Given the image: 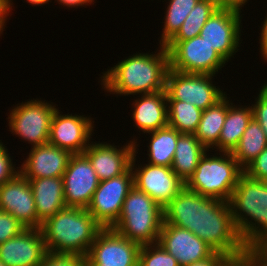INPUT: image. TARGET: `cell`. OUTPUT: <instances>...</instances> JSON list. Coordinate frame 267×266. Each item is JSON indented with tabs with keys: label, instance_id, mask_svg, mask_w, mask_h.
Here are the masks:
<instances>
[{
	"label": "cell",
	"instance_id": "1",
	"mask_svg": "<svg viewBox=\"0 0 267 266\" xmlns=\"http://www.w3.org/2000/svg\"><path fill=\"white\" fill-rule=\"evenodd\" d=\"M163 212L164 222L191 231L231 261L242 259L248 250L235 226L229 202L184 187Z\"/></svg>",
	"mask_w": 267,
	"mask_h": 266
},
{
	"label": "cell",
	"instance_id": "2",
	"mask_svg": "<svg viewBox=\"0 0 267 266\" xmlns=\"http://www.w3.org/2000/svg\"><path fill=\"white\" fill-rule=\"evenodd\" d=\"M155 53H135L102 72V88L116 96L152 94L166 89L170 68L169 53L164 45ZM158 51V52H157ZM157 53V54H156Z\"/></svg>",
	"mask_w": 267,
	"mask_h": 266
},
{
	"label": "cell",
	"instance_id": "3",
	"mask_svg": "<svg viewBox=\"0 0 267 266\" xmlns=\"http://www.w3.org/2000/svg\"><path fill=\"white\" fill-rule=\"evenodd\" d=\"M235 226L248 249L267 248V185L243 173L228 201Z\"/></svg>",
	"mask_w": 267,
	"mask_h": 266
},
{
	"label": "cell",
	"instance_id": "4",
	"mask_svg": "<svg viewBox=\"0 0 267 266\" xmlns=\"http://www.w3.org/2000/svg\"><path fill=\"white\" fill-rule=\"evenodd\" d=\"M47 252L87 256L103 227L85 208L66 207L41 225Z\"/></svg>",
	"mask_w": 267,
	"mask_h": 266
},
{
	"label": "cell",
	"instance_id": "5",
	"mask_svg": "<svg viewBox=\"0 0 267 266\" xmlns=\"http://www.w3.org/2000/svg\"><path fill=\"white\" fill-rule=\"evenodd\" d=\"M163 222V207L133 186L124 200L119 219L111 229L143 246L158 243Z\"/></svg>",
	"mask_w": 267,
	"mask_h": 266
},
{
	"label": "cell",
	"instance_id": "6",
	"mask_svg": "<svg viewBox=\"0 0 267 266\" xmlns=\"http://www.w3.org/2000/svg\"><path fill=\"white\" fill-rule=\"evenodd\" d=\"M209 151L201 157L196 170L185 182V187L200 195L228 202L244 170L231 153L210 155Z\"/></svg>",
	"mask_w": 267,
	"mask_h": 266
},
{
	"label": "cell",
	"instance_id": "7",
	"mask_svg": "<svg viewBox=\"0 0 267 266\" xmlns=\"http://www.w3.org/2000/svg\"><path fill=\"white\" fill-rule=\"evenodd\" d=\"M45 101L37 98L22 101L11 108L7 118L10 129L8 131L19 139L28 141L31 147L44 145L49 141L51 120L57 108L53 102Z\"/></svg>",
	"mask_w": 267,
	"mask_h": 266
},
{
	"label": "cell",
	"instance_id": "8",
	"mask_svg": "<svg viewBox=\"0 0 267 266\" xmlns=\"http://www.w3.org/2000/svg\"><path fill=\"white\" fill-rule=\"evenodd\" d=\"M165 48L170 69L182 73L215 75L227 62L200 35L185 41H169Z\"/></svg>",
	"mask_w": 267,
	"mask_h": 266
},
{
	"label": "cell",
	"instance_id": "9",
	"mask_svg": "<svg viewBox=\"0 0 267 266\" xmlns=\"http://www.w3.org/2000/svg\"><path fill=\"white\" fill-rule=\"evenodd\" d=\"M214 76L182 73L169 68L165 89L167 100L189 102L202 111L213 106L226 95L213 84Z\"/></svg>",
	"mask_w": 267,
	"mask_h": 266
},
{
	"label": "cell",
	"instance_id": "10",
	"mask_svg": "<svg viewBox=\"0 0 267 266\" xmlns=\"http://www.w3.org/2000/svg\"><path fill=\"white\" fill-rule=\"evenodd\" d=\"M133 186L132 168L120 176L100 181L86 209L103 228H111L119 219L124 200Z\"/></svg>",
	"mask_w": 267,
	"mask_h": 266
},
{
	"label": "cell",
	"instance_id": "11",
	"mask_svg": "<svg viewBox=\"0 0 267 266\" xmlns=\"http://www.w3.org/2000/svg\"><path fill=\"white\" fill-rule=\"evenodd\" d=\"M241 13L231 8H218L200 31V36L227 62L234 58L242 43Z\"/></svg>",
	"mask_w": 267,
	"mask_h": 266
},
{
	"label": "cell",
	"instance_id": "12",
	"mask_svg": "<svg viewBox=\"0 0 267 266\" xmlns=\"http://www.w3.org/2000/svg\"><path fill=\"white\" fill-rule=\"evenodd\" d=\"M135 154L131 168L134 175V186L148 194L163 208L185 187L182 181L171 167L151 165L149 163L136 165V156L139 145L134 142Z\"/></svg>",
	"mask_w": 267,
	"mask_h": 266
},
{
	"label": "cell",
	"instance_id": "13",
	"mask_svg": "<svg viewBox=\"0 0 267 266\" xmlns=\"http://www.w3.org/2000/svg\"><path fill=\"white\" fill-rule=\"evenodd\" d=\"M60 112L57 108L53 114L48 143L72 155L83 154L91 142L94 120L90 116Z\"/></svg>",
	"mask_w": 267,
	"mask_h": 266
},
{
	"label": "cell",
	"instance_id": "14",
	"mask_svg": "<svg viewBox=\"0 0 267 266\" xmlns=\"http://www.w3.org/2000/svg\"><path fill=\"white\" fill-rule=\"evenodd\" d=\"M62 178L66 206L86 209L100 182L88 158L72 155Z\"/></svg>",
	"mask_w": 267,
	"mask_h": 266
},
{
	"label": "cell",
	"instance_id": "15",
	"mask_svg": "<svg viewBox=\"0 0 267 266\" xmlns=\"http://www.w3.org/2000/svg\"><path fill=\"white\" fill-rule=\"evenodd\" d=\"M140 247L113 229L103 228L87 255L103 266H138Z\"/></svg>",
	"mask_w": 267,
	"mask_h": 266
},
{
	"label": "cell",
	"instance_id": "16",
	"mask_svg": "<svg viewBox=\"0 0 267 266\" xmlns=\"http://www.w3.org/2000/svg\"><path fill=\"white\" fill-rule=\"evenodd\" d=\"M137 140V138L136 140L134 138L121 148L114 145V143H96L94 141L89 143L83 154L92 164L99 181L120 176L131 168L132 159L135 154L134 142Z\"/></svg>",
	"mask_w": 267,
	"mask_h": 266
},
{
	"label": "cell",
	"instance_id": "17",
	"mask_svg": "<svg viewBox=\"0 0 267 266\" xmlns=\"http://www.w3.org/2000/svg\"><path fill=\"white\" fill-rule=\"evenodd\" d=\"M0 210L11 214L25 228H37L34 194L29 180L20 172L0 185Z\"/></svg>",
	"mask_w": 267,
	"mask_h": 266
},
{
	"label": "cell",
	"instance_id": "18",
	"mask_svg": "<svg viewBox=\"0 0 267 266\" xmlns=\"http://www.w3.org/2000/svg\"><path fill=\"white\" fill-rule=\"evenodd\" d=\"M158 243L171 254L179 266L210 257L215 251L191 231L163 222Z\"/></svg>",
	"mask_w": 267,
	"mask_h": 266
},
{
	"label": "cell",
	"instance_id": "19",
	"mask_svg": "<svg viewBox=\"0 0 267 266\" xmlns=\"http://www.w3.org/2000/svg\"><path fill=\"white\" fill-rule=\"evenodd\" d=\"M47 254L40 228H25L0 244V261L7 266H37Z\"/></svg>",
	"mask_w": 267,
	"mask_h": 266
},
{
	"label": "cell",
	"instance_id": "20",
	"mask_svg": "<svg viewBox=\"0 0 267 266\" xmlns=\"http://www.w3.org/2000/svg\"><path fill=\"white\" fill-rule=\"evenodd\" d=\"M19 172L28 180L36 178L62 177L70 157L69 151L49 143L31 147Z\"/></svg>",
	"mask_w": 267,
	"mask_h": 266
},
{
	"label": "cell",
	"instance_id": "21",
	"mask_svg": "<svg viewBox=\"0 0 267 266\" xmlns=\"http://www.w3.org/2000/svg\"><path fill=\"white\" fill-rule=\"evenodd\" d=\"M137 97L132 103V119L136 128L147 134L168 125L166 90Z\"/></svg>",
	"mask_w": 267,
	"mask_h": 266
},
{
	"label": "cell",
	"instance_id": "22",
	"mask_svg": "<svg viewBox=\"0 0 267 266\" xmlns=\"http://www.w3.org/2000/svg\"><path fill=\"white\" fill-rule=\"evenodd\" d=\"M31 185L37 213V228L53 217L57 212L66 208L63 178L44 177L29 180Z\"/></svg>",
	"mask_w": 267,
	"mask_h": 266
},
{
	"label": "cell",
	"instance_id": "23",
	"mask_svg": "<svg viewBox=\"0 0 267 266\" xmlns=\"http://www.w3.org/2000/svg\"><path fill=\"white\" fill-rule=\"evenodd\" d=\"M227 97V114L221 130L218 144L214 147L218 152H229L239 144V141L253 117L252 106L234 105Z\"/></svg>",
	"mask_w": 267,
	"mask_h": 266
},
{
	"label": "cell",
	"instance_id": "24",
	"mask_svg": "<svg viewBox=\"0 0 267 266\" xmlns=\"http://www.w3.org/2000/svg\"><path fill=\"white\" fill-rule=\"evenodd\" d=\"M208 151L194 134L181 133L177 139L171 168L184 182L196 170L201 157Z\"/></svg>",
	"mask_w": 267,
	"mask_h": 266
},
{
	"label": "cell",
	"instance_id": "25",
	"mask_svg": "<svg viewBox=\"0 0 267 266\" xmlns=\"http://www.w3.org/2000/svg\"><path fill=\"white\" fill-rule=\"evenodd\" d=\"M227 114V94L213 106L202 111L201 120L194 135L207 150L218 144Z\"/></svg>",
	"mask_w": 267,
	"mask_h": 266
},
{
	"label": "cell",
	"instance_id": "26",
	"mask_svg": "<svg viewBox=\"0 0 267 266\" xmlns=\"http://www.w3.org/2000/svg\"><path fill=\"white\" fill-rule=\"evenodd\" d=\"M150 141L148 147V163L171 167L180 132L167 125L156 131L148 132Z\"/></svg>",
	"mask_w": 267,
	"mask_h": 266
},
{
	"label": "cell",
	"instance_id": "27",
	"mask_svg": "<svg viewBox=\"0 0 267 266\" xmlns=\"http://www.w3.org/2000/svg\"><path fill=\"white\" fill-rule=\"evenodd\" d=\"M266 147L267 139L263 129L257 120L252 117L239 144L231 154L244 170Z\"/></svg>",
	"mask_w": 267,
	"mask_h": 266
},
{
	"label": "cell",
	"instance_id": "28",
	"mask_svg": "<svg viewBox=\"0 0 267 266\" xmlns=\"http://www.w3.org/2000/svg\"><path fill=\"white\" fill-rule=\"evenodd\" d=\"M168 125L180 133L194 134L201 120L202 110L180 100H167Z\"/></svg>",
	"mask_w": 267,
	"mask_h": 266
},
{
	"label": "cell",
	"instance_id": "29",
	"mask_svg": "<svg viewBox=\"0 0 267 266\" xmlns=\"http://www.w3.org/2000/svg\"><path fill=\"white\" fill-rule=\"evenodd\" d=\"M199 0H168L160 45H166L180 30L190 11Z\"/></svg>",
	"mask_w": 267,
	"mask_h": 266
},
{
	"label": "cell",
	"instance_id": "30",
	"mask_svg": "<svg viewBox=\"0 0 267 266\" xmlns=\"http://www.w3.org/2000/svg\"><path fill=\"white\" fill-rule=\"evenodd\" d=\"M218 8L213 2L199 0L170 41H185L199 36L204 24Z\"/></svg>",
	"mask_w": 267,
	"mask_h": 266
},
{
	"label": "cell",
	"instance_id": "31",
	"mask_svg": "<svg viewBox=\"0 0 267 266\" xmlns=\"http://www.w3.org/2000/svg\"><path fill=\"white\" fill-rule=\"evenodd\" d=\"M138 266H179V264L159 243H156L140 247Z\"/></svg>",
	"mask_w": 267,
	"mask_h": 266
},
{
	"label": "cell",
	"instance_id": "32",
	"mask_svg": "<svg viewBox=\"0 0 267 266\" xmlns=\"http://www.w3.org/2000/svg\"><path fill=\"white\" fill-rule=\"evenodd\" d=\"M37 266H84V256L47 252L43 261Z\"/></svg>",
	"mask_w": 267,
	"mask_h": 266
},
{
	"label": "cell",
	"instance_id": "33",
	"mask_svg": "<svg viewBox=\"0 0 267 266\" xmlns=\"http://www.w3.org/2000/svg\"><path fill=\"white\" fill-rule=\"evenodd\" d=\"M25 227L11 214L0 210V244L15 237Z\"/></svg>",
	"mask_w": 267,
	"mask_h": 266
},
{
	"label": "cell",
	"instance_id": "34",
	"mask_svg": "<svg viewBox=\"0 0 267 266\" xmlns=\"http://www.w3.org/2000/svg\"><path fill=\"white\" fill-rule=\"evenodd\" d=\"M255 104H251L253 110V118L257 120L267 139V82L261 86L259 94L257 93Z\"/></svg>",
	"mask_w": 267,
	"mask_h": 266
},
{
	"label": "cell",
	"instance_id": "35",
	"mask_svg": "<svg viewBox=\"0 0 267 266\" xmlns=\"http://www.w3.org/2000/svg\"><path fill=\"white\" fill-rule=\"evenodd\" d=\"M12 160L8 149L0 140V185L12 179L19 172V167H16Z\"/></svg>",
	"mask_w": 267,
	"mask_h": 266
},
{
	"label": "cell",
	"instance_id": "36",
	"mask_svg": "<svg viewBox=\"0 0 267 266\" xmlns=\"http://www.w3.org/2000/svg\"><path fill=\"white\" fill-rule=\"evenodd\" d=\"M244 173L255 180L267 178V147L244 169Z\"/></svg>",
	"mask_w": 267,
	"mask_h": 266
},
{
	"label": "cell",
	"instance_id": "37",
	"mask_svg": "<svg viewBox=\"0 0 267 266\" xmlns=\"http://www.w3.org/2000/svg\"><path fill=\"white\" fill-rule=\"evenodd\" d=\"M242 259L249 266H267V248L248 249Z\"/></svg>",
	"mask_w": 267,
	"mask_h": 266
},
{
	"label": "cell",
	"instance_id": "38",
	"mask_svg": "<svg viewBox=\"0 0 267 266\" xmlns=\"http://www.w3.org/2000/svg\"><path fill=\"white\" fill-rule=\"evenodd\" d=\"M231 260L221 253L214 252L210 257L186 266H228Z\"/></svg>",
	"mask_w": 267,
	"mask_h": 266
},
{
	"label": "cell",
	"instance_id": "39",
	"mask_svg": "<svg viewBox=\"0 0 267 266\" xmlns=\"http://www.w3.org/2000/svg\"><path fill=\"white\" fill-rule=\"evenodd\" d=\"M13 2L12 0H0V28L4 31L6 27L7 17L11 14L10 12L13 10Z\"/></svg>",
	"mask_w": 267,
	"mask_h": 266
},
{
	"label": "cell",
	"instance_id": "40",
	"mask_svg": "<svg viewBox=\"0 0 267 266\" xmlns=\"http://www.w3.org/2000/svg\"><path fill=\"white\" fill-rule=\"evenodd\" d=\"M262 29L260 30V38H259V44H260V53L261 57L265 62H267V14L265 16L264 21L262 22Z\"/></svg>",
	"mask_w": 267,
	"mask_h": 266
},
{
	"label": "cell",
	"instance_id": "41",
	"mask_svg": "<svg viewBox=\"0 0 267 266\" xmlns=\"http://www.w3.org/2000/svg\"><path fill=\"white\" fill-rule=\"evenodd\" d=\"M58 2L57 4L62 5L63 7L67 8H78V7H84V6H89V4H94L93 2L95 0H55V2Z\"/></svg>",
	"mask_w": 267,
	"mask_h": 266
},
{
	"label": "cell",
	"instance_id": "42",
	"mask_svg": "<svg viewBox=\"0 0 267 266\" xmlns=\"http://www.w3.org/2000/svg\"><path fill=\"white\" fill-rule=\"evenodd\" d=\"M249 0H221V8H231L241 11Z\"/></svg>",
	"mask_w": 267,
	"mask_h": 266
},
{
	"label": "cell",
	"instance_id": "43",
	"mask_svg": "<svg viewBox=\"0 0 267 266\" xmlns=\"http://www.w3.org/2000/svg\"><path fill=\"white\" fill-rule=\"evenodd\" d=\"M49 1L51 2V0H26L27 3H30L32 6L37 5V6H42L44 4H48Z\"/></svg>",
	"mask_w": 267,
	"mask_h": 266
},
{
	"label": "cell",
	"instance_id": "44",
	"mask_svg": "<svg viewBox=\"0 0 267 266\" xmlns=\"http://www.w3.org/2000/svg\"><path fill=\"white\" fill-rule=\"evenodd\" d=\"M84 266H103L95 263L88 255L84 256Z\"/></svg>",
	"mask_w": 267,
	"mask_h": 266
},
{
	"label": "cell",
	"instance_id": "45",
	"mask_svg": "<svg viewBox=\"0 0 267 266\" xmlns=\"http://www.w3.org/2000/svg\"><path fill=\"white\" fill-rule=\"evenodd\" d=\"M228 266H249L243 259L231 261Z\"/></svg>",
	"mask_w": 267,
	"mask_h": 266
},
{
	"label": "cell",
	"instance_id": "46",
	"mask_svg": "<svg viewBox=\"0 0 267 266\" xmlns=\"http://www.w3.org/2000/svg\"><path fill=\"white\" fill-rule=\"evenodd\" d=\"M205 1L213 2L215 5H217L219 8H221V0H205Z\"/></svg>",
	"mask_w": 267,
	"mask_h": 266
},
{
	"label": "cell",
	"instance_id": "47",
	"mask_svg": "<svg viewBox=\"0 0 267 266\" xmlns=\"http://www.w3.org/2000/svg\"><path fill=\"white\" fill-rule=\"evenodd\" d=\"M0 266H7L3 262L0 261Z\"/></svg>",
	"mask_w": 267,
	"mask_h": 266
},
{
	"label": "cell",
	"instance_id": "48",
	"mask_svg": "<svg viewBox=\"0 0 267 266\" xmlns=\"http://www.w3.org/2000/svg\"><path fill=\"white\" fill-rule=\"evenodd\" d=\"M1 34H3V30L0 28V36H2Z\"/></svg>",
	"mask_w": 267,
	"mask_h": 266
},
{
	"label": "cell",
	"instance_id": "49",
	"mask_svg": "<svg viewBox=\"0 0 267 266\" xmlns=\"http://www.w3.org/2000/svg\"><path fill=\"white\" fill-rule=\"evenodd\" d=\"M263 181H264V183L267 185V178H266V179H264Z\"/></svg>",
	"mask_w": 267,
	"mask_h": 266
}]
</instances>
